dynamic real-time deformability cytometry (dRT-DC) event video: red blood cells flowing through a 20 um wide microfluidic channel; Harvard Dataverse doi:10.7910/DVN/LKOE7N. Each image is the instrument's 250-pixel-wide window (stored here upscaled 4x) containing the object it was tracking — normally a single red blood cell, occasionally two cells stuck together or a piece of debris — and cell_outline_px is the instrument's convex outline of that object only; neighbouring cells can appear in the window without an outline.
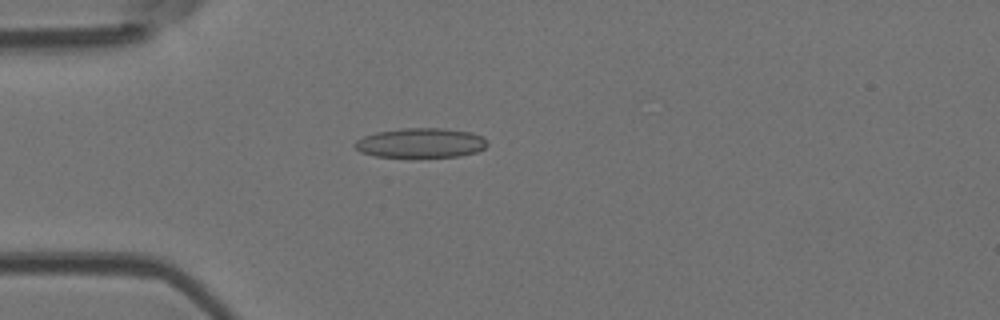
{"species": "Egyptian fruit bat (a non-hibernating species)", "species_latin": "Rousettus aegyptiacus", "temperature_condition": "room temperature", "stored_images_in_passage": 6, "camera_frame_rate_fps": 3000, "um_per_image_px": 0.085, "animal": {"sex": "female"}, "frame": {"image": 1, "passage_image": 4, "time_ms": 3.667, "image_size_px": [1000, 320], "cell_outline_px": [[488, 144], [484, 148], [476, 152], [460, 156], [416, 160], [412, 160], [376, 156], [360, 152], [352, 144], [356, 140], [364, 136], [376, 132], [400, 128], [440, 128], [472, 132], [484, 136], [488, 140]], "centroid_in_image_um": [35.76, 12.19], "position_along_channel_um": 49.2, "area_um2": 24.1}}
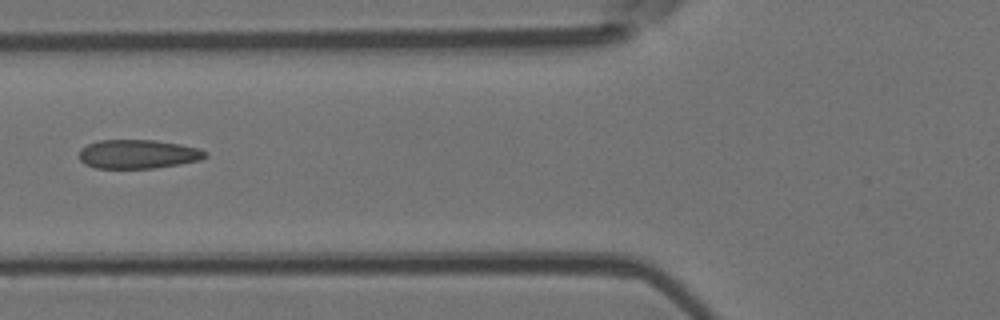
{"frame": {"image": 2, "passage_image": 6, "time_ms": 5.667, "image_size_px": [1000, 320], "cell_outline_px": [[208, 156], [200, 160], [180, 164], [152, 168], [96, 168], [84, 164], [80, 160], [80, 148], [96, 140], [156, 140], [180, 144], [196, 148], [208, 152]], "centroid_in_image_um": [11.72, 13.09], "position_along_channel_um": 114.1, "area_um2": 21.33}}